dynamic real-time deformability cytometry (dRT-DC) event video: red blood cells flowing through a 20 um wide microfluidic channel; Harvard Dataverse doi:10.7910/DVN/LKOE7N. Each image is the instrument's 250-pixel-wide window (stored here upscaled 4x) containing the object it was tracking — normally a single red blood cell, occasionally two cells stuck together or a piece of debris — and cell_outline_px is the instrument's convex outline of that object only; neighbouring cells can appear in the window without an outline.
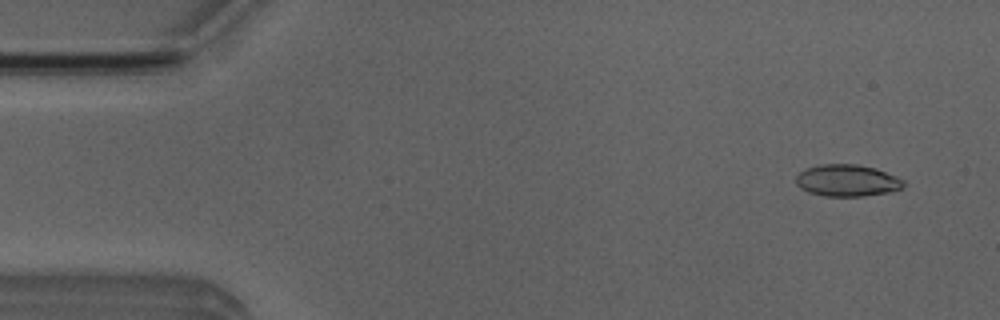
{"species": "Egyptian fruit bat (a non-hibernating species)", "species_latin": "Rousettus aegyptiacus", "temperature_condition": "room temperature", "stored_images_in_passage": 50, "camera_frame_rate_fps": 3000, "um_per_image_px": 0.085, "animal": {"sex": "male"}, "frame": {"image": 1, "passage_image": 3, "time_ms": 0.667, "image_size_px": [1000, 320], "cell_outline_px": [[904, 184], [900, 188], [888, 192], [864, 196], [824, 196], [808, 192], [800, 188], [796, 184], [796, 176], [800, 172], [808, 168], [820, 164], [856, 164], [876, 168], [896, 176], [904, 180]], "centroid_in_image_um": [71.99, 15.34], "position_along_channel_um": 13.0, "area_um2": 19.88}}
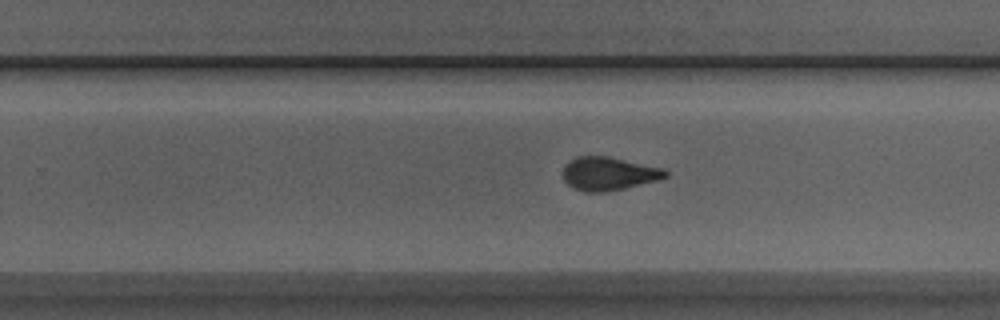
{"frame": {"image": 2, "passage_image": 31, "time_ms": 10.0, "image_size_px": [1000, 320], "cell_outline_px": [[668, 176], [660, 180], [624, 188], [604, 192], [584, 192], [572, 188], [564, 180], [564, 164], [568, 160], [576, 156], [608, 156], [664, 168], [668, 172]], "centroid_in_image_um": [51.74, 14.75], "position_along_channel_um": 278.1, "area_um2": 20.11}}
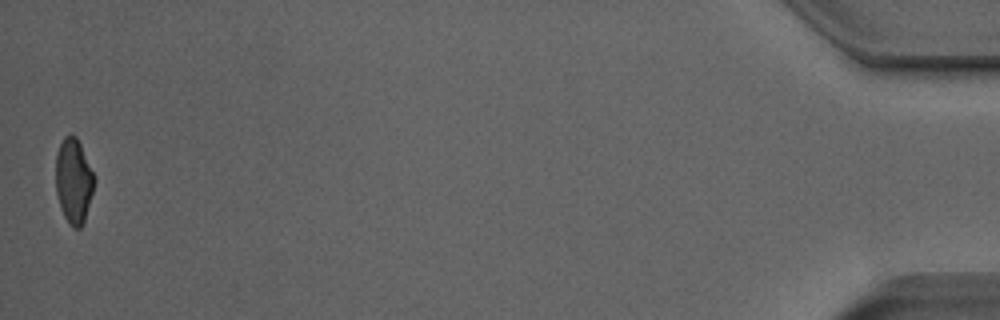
{"frame": {"image": 3, "passage_image": 50, "time_ms": 16.333, "image_size_px": [1000, 320], "cell_outline_px": [[96, 180], [84, 224], [80, 228], [72, 228], [64, 216], [60, 208], [56, 192], [56, 152], [64, 136], [76, 136], [96, 176]], "centroid_in_image_um": [6.28, 15.41], "position_along_channel_um": 428.9, "area_um2": 19.31}, "authors_computed_cell_mechanics": {"area_um2": 20.0855, "velocity_mm_per_s": 3.9991, "shape_relaxation_time_tau1_ms": 5.2839, "shape_relaxation_time_tau2_ms": 1.6314, "deformation_change_tau1": 0.1699, "deformation_change_tau2": 0.083}}